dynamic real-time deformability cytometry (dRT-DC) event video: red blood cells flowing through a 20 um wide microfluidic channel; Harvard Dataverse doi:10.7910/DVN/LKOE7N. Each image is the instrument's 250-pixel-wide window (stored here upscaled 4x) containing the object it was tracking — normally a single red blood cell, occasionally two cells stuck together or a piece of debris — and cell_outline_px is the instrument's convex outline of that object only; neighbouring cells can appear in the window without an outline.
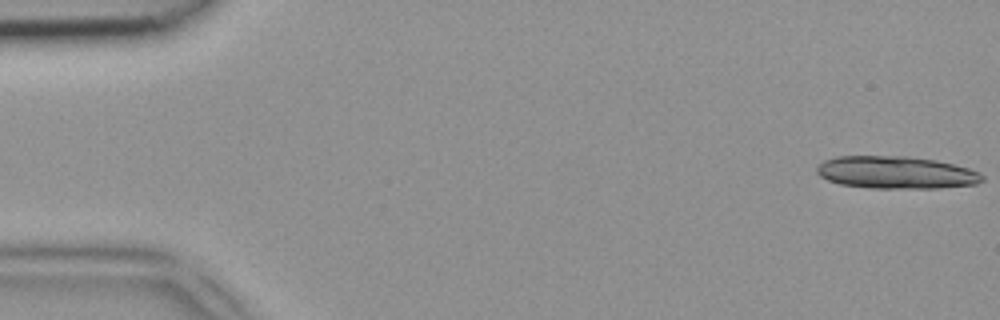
{"species": "common noctule bat (a hibernating species)", "species_latin": "Nyctalus noctula", "temperature_condition": "room temperature", "stored_images_in_passage": 21, "camera_frame_rate_fps": 3000, "um_per_image_px": 0.085, "animal": {"sex": "female", "body_mass_g": 18.4}, "frame": {"image": 1, "passage_image": 1, "time_ms": 0.0, "image_size_px": [1000, 320], "cell_outline_px": [[984, 180], [976, 184], [940, 188], [868, 188], [840, 184], [828, 180], [820, 176], [816, 172], [816, 168], [824, 160], [836, 156], [904, 156], [936, 160], [968, 168], [980, 172], [984, 176]], "centroid_in_image_um": [76.16, 14.66], "position_along_channel_um": 8.8, "area_um2": 31.39}}
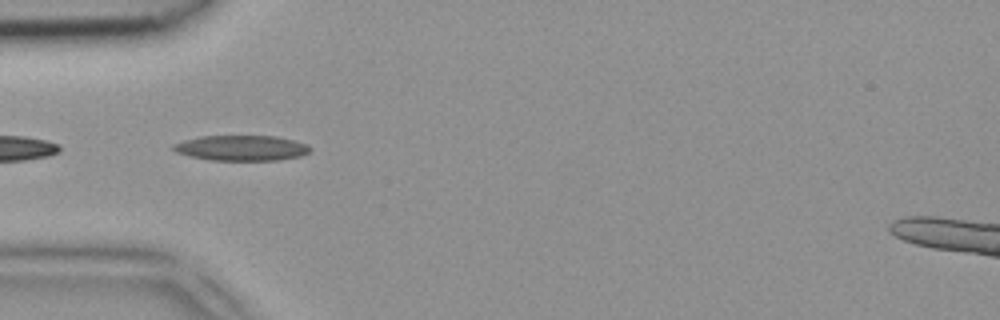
{"frame": {"image": 2, "passage_image": 15, "time_ms": 4.667, "image_size_px": [1000, 320], "cell_outline_px": [[312, 148], [308, 152], [300, 156], [276, 160], [208, 160], [176, 152], [172, 148], [172, 144], [184, 140], [200, 136], [276, 136], [308, 144]], "centroid_in_image_um": [20.52, 12.57], "position_along_channel_um": 64.5, "area_um2": 20.11}}